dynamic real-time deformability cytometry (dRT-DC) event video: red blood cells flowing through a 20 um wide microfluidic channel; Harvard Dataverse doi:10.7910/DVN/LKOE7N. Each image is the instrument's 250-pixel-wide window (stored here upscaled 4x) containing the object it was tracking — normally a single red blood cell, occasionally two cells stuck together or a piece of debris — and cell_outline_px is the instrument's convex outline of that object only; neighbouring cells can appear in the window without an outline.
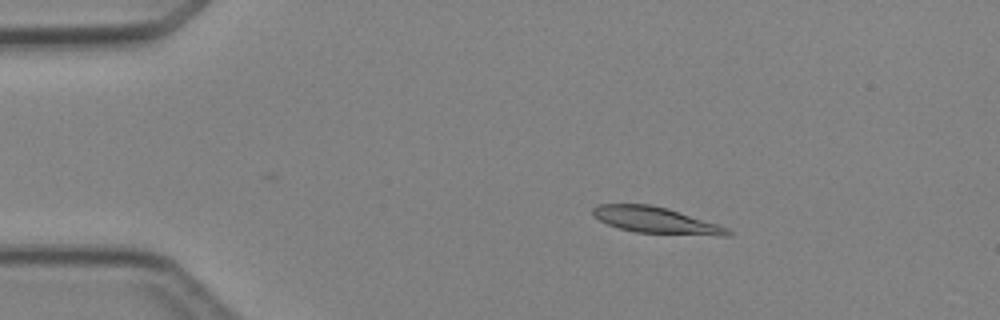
{"species": "Egyptian fruit bat (a non-hibernating species)", "species_latin": "Rousettus aegyptiacus", "temperature_condition": "cold", "stored_images_in_passage": 4, "camera_frame_rate_fps": 3000, "um_per_image_px": 0.085, "animal": {"sex": "female"}, "frame": {"image": 1, "passage_image": 2, "time_ms": 1.0, "image_size_px": [1000, 320], "cell_outline_px": [[732, 232], [728, 236], [720, 236], [636, 232], [620, 228], [608, 224], [600, 220], [592, 212], [592, 208], [596, 204], [648, 204], [668, 208], [728, 228]], "centroid_in_image_um": [55.75, 18.72], "position_along_channel_um": 29.3, "area_um2": 20.4}}
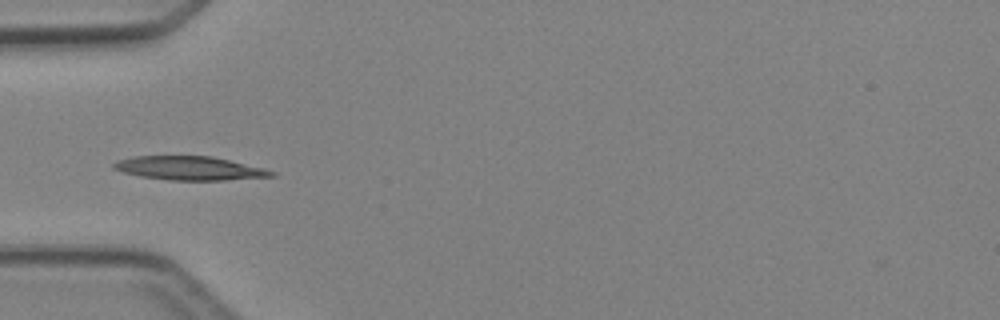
{"frame": {"image": 2, "passage_image": 4, "time_ms": 3.333, "image_size_px": [1000, 320], "cell_outline_px": [[276, 176], [224, 180], [168, 180], [140, 176], [124, 172], [112, 168], [112, 164], [116, 160], [132, 156], [212, 156], [264, 168], [276, 172]], "centroid_in_image_um": [16.1, 14.29], "position_along_channel_um": 68.9, "area_um2": 21.85}}